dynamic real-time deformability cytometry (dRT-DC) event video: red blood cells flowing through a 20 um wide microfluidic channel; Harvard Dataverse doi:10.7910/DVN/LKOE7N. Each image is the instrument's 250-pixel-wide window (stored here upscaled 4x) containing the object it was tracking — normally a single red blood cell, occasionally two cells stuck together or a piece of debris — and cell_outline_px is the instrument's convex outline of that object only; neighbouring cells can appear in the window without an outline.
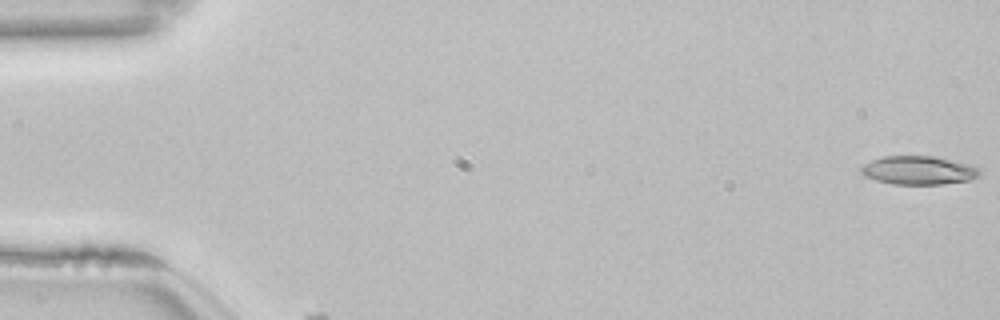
{"species": "common noctule bat (a hibernating species)", "species_latin": "Nyctalus noctula", "temperature_condition": "room temperature", "stored_images_in_passage": 44, "camera_frame_rate_fps": 3000, "um_per_image_px": 0.085, "animal": {"sex": "female", "body_mass_g": 22.7, "forearm_length_mm": 54.2}, "frame": {"image": 1, "passage_image": 1, "time_ms": 0.0, "image_size_px": [1000, 320], "cell_outline_px": [[980, 176], [972, 180], [944, 184], [892, 184], [876, 180], [864, 176], [860, 172], [860, 168], [864, 164], [872, 160], [884, 156], [936, 156], [972, 164], [980, 168]], "centroid_in_image_um": [78.13, 14.47], "position_along_channel_um": 6.9, "area_um2": 20.06}}